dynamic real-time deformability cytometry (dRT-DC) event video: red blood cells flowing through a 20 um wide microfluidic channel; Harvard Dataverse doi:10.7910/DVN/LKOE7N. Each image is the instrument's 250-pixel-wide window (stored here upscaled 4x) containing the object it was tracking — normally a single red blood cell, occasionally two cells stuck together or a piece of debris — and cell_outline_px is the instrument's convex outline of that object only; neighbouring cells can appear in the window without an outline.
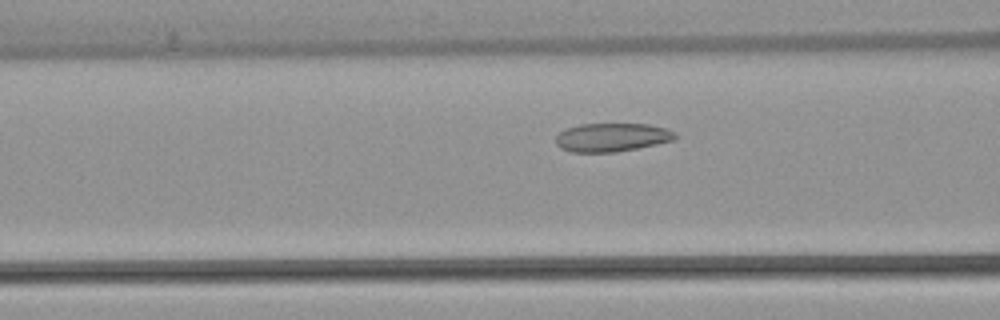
{"species": "common noctule bat (a hibernating species)", "species_latin": "Nyctalus noctula", "temperature_condition": "warm", "stored_images_in_passage": 36, "camera_frame_rate_fps": 3000, "um_per_image_px": 0.085, "animal": {"sex": "female", "body_mass_g": 22.7, "forearm_length_mm": 54.2}, "frame": {"image": 1, "passage_image": 4, "time_ms": 1.0, "image_size_px": [1000, 320], "cell_outline_px": [[676, 136], [672, 140], [656, 144], [616, 152], [572, 152], [560, 148], [556, 144], [556, 136], [560, 132], [568, 128], [580, 124], [648, 124], [668, 128], [676, 132]], "centroid_in_image_um": [52.01, 11.67], "position_along_channel_um": 114.6, "area_um2": 19.77}}
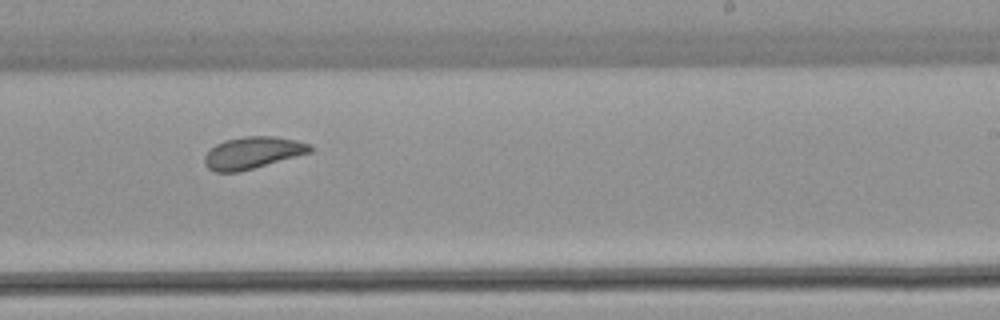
{"frame": {"image": 2, "passage_image": 16, "time_ms": 5.0, "image_size_px": [1000, 320], "cell_outline_px": [[312, 152], [240, 172], [216, 172], [208, 168], [204, 164], [204, 156], [216, 144], [224, 140], [244, 136], [272, 136], [296, 140], [308, 144], [312, 148]], "centroid_in_image_um": [21.45, 12.99], "position_along_channel_um": 267.5, "area_um2": 19.59}}
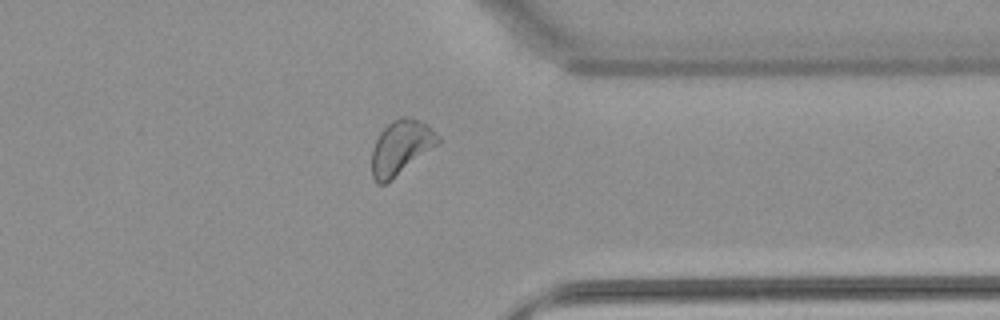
{"frame": {"image": 3, "passage_image": 25, "time_ms": 8.0, "image_size_px": [1000, 320], "cell_outline_px": [[440, 140], [436, 144], [384, 184], [376, 184], [372, 176], [372, 148], [380, 132], [392, 120], [400, 116], [408, 116], [428, 124], [440, 136]], "centroid_in_image_um": [34.04, 12.48], "position_along_channel_um": 377.4, "area_um2": 20.4}}